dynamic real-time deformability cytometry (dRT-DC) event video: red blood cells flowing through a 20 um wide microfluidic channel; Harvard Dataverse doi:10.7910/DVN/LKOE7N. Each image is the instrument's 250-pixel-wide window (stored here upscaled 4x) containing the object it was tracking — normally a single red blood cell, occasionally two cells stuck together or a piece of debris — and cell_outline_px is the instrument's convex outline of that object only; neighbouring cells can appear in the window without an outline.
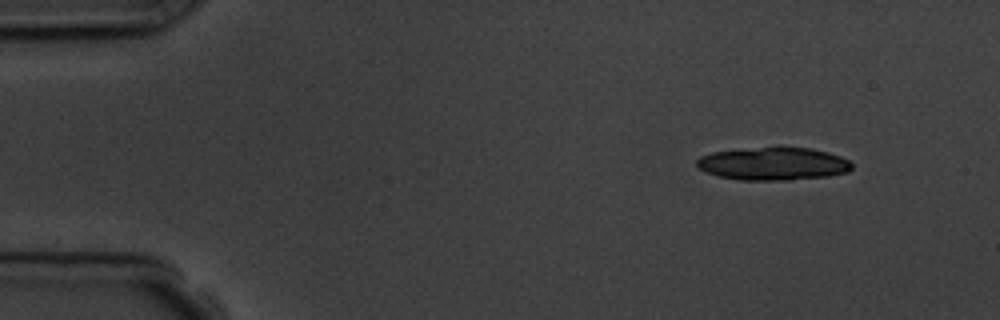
{"species": "common noctule bat (a hibernating species)", "species_latin": "Nyctalus noctula", "temperature_condition": "room temperature", "stored_images_in_passage": 10, "camera_frame_rate_fps": 3000, "um_per_image_px": 0.085, "animal": {"sex": "male", "body_mass_g": 19.5, "forearm_length_mm": 54.6}, "frame": {"image": 1, "passage_image": 1, "time_ms": 0.0, "image_size_px": [1000, 320], "cell_outline_px": [[852, 168], [848, 172], [828, 176], [788, 180], [740, 180], [716, 176], [700, 168], [696, 164], [696, 160], [700, 156], [712, 152], [760, 148], [812, 148], [828, 152], [840, 156], [848, 160], [852, 164]], "centroid_in_image_um": [65.74, 13.93], "position_along_channel_um": 19.3, "area_um2": 29.42}}
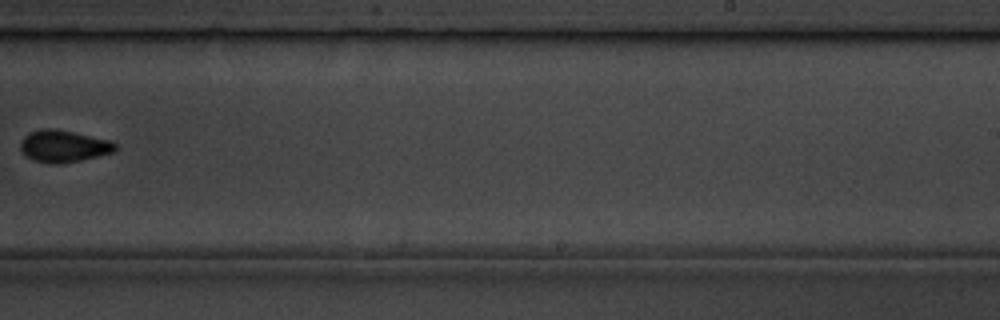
{"frame": {"image": 2, "passage_image": 9, "time_ms": 9.667, "image_size_px": [1000, 320], "cell_outline_px": [[116, 152], [80, 160], [60, 164], [48, 164], [32, 160], [20, 148], [20, 144], [24, 136], [28, 132], [44, 128], [56, 128], [112, 140], [116, 144]], "centroid_in_image_um": [5.43, 12.42], "position_along_channel_um": 283.6, "area_um2": 17.92}}